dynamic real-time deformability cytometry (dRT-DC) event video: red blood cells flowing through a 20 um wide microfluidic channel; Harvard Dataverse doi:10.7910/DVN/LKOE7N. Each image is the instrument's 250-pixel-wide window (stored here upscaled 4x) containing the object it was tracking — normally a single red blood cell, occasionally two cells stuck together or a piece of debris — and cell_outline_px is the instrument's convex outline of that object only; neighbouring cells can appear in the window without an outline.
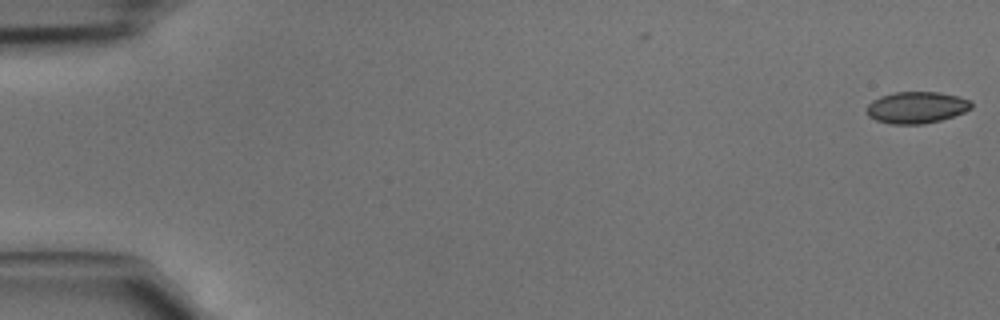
{"species": "common noctule bat (a hibernating species)", "species_latin": "Nyctalus noctula", "temperature_condition": "cold", "stored_images_in_passage": 3, "camera_frame_rate_fps": 3000, "um_per_image_px": 0.085, "animal": {"sex": "male", "body_mass_g": 15.6}, "frame": {"image": 1, "passage_image": 3, "time_ms": 0.667, "image_size_px": [1000, 320], "cell_outline_px": [[972, 108], [964, 112], [940, 120], [924, 124], [892, 124], [876, 120], [868, 116], [868, 104], [872, 100], [880, 96], [896, 92], [940, 92], [972, 100]], "centroid_in_image_um": [77.92, 9.13], "position_along_channel_um": 7.1, "area_um2": 19.25}}